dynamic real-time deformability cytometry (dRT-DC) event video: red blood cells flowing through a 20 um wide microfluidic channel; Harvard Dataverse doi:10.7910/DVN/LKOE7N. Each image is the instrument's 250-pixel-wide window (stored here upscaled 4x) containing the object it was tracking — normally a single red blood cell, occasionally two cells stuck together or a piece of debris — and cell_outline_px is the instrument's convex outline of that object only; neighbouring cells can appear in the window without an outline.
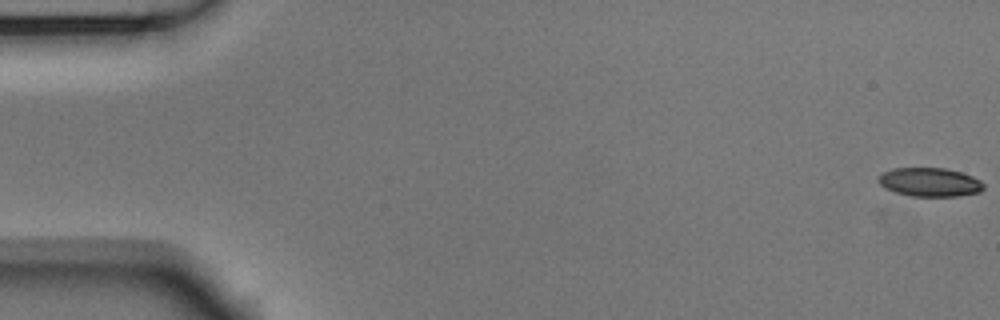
{"species": "Egyptian fruit bat (a non-hibernating species)", "species_latin": "Rousettus aegyptiacus", "temperature_condition": "room temperature", "stored_images_in_passage": 55, "camera_frame_rate_fps": 3000, "um_per_image_px": 0.085, "animal": {"sex": "male"}, "frame": {"image": 1, "passage_image": 1, "time_ms": 0.0, "image_size_px": [1000, 320], "cell_outline_px": [[984, 188], [980, 192], [960, 196], [912, 196], [896, 192], [884, 188], [876, 180], [884, 172], [892, 168], [944, 168], [960, 172], [972, 176], [980, 180], [984, 184]], "centroid_in_image_um": [79.04, 15.48], "position_along_channel_um": 6.0, "area_um2": 17.63}}
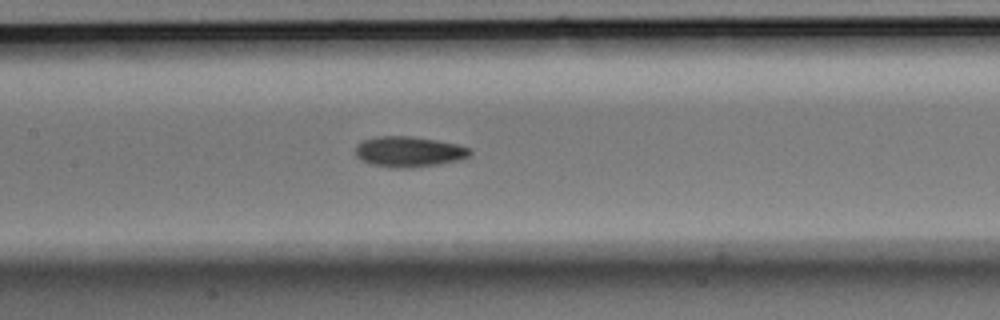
{"frame": {"image": 2, "passage_image": 26, "time_ms": 8.333, "image_size_px": [1000, 320], "cell_outline_px": [[472, 152], [468, 156], [460, 160], [440, 164], [412, 168], [388, 168], [368, 164], [360, 160], [356, 156], [356, 144], [364, 140], [380, 136], [412, 136], [436, 140], [456, 144], [472, 148]], "centroid_in_image_um": [34.74, 12.91], "position_along_channel_um": 172.7, "area_um2": 20.69}}
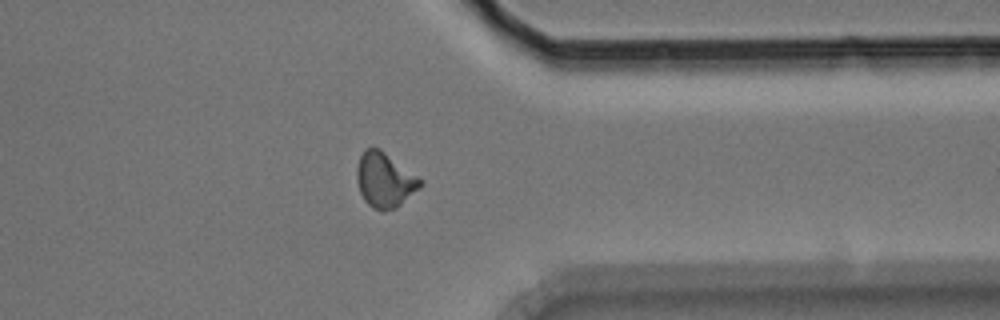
{"frame": {"image": 3, "passage_image": 43, "time_ms": 14.0, "image_size_px": [1000, 320], "cell_outline_px": [[424, 184], [420, 188], [396, 208], [380, 212], [372, 208], [364, 200], [360, 192], [356, 180], [356, 168], [360, 156], [364, 148], [372, 144], [380, 148], [424, 180]], "centroid_in_image_um": [32.7, 15.27], "position_along_channel_um": 378.7, "area_um2": 20.87}, "authors_computed_cell_mechanics": {"area_um2": 19.1318, "velocity_mm_per_s": 3.749, "shape_relaxation_time_tau1_ms": 11.1882, "shape_relaxation_time_tau2_ms": 8.9964, "deformation_change_tau1": 0.1952, "deformation_change_tau2": 0.154}}